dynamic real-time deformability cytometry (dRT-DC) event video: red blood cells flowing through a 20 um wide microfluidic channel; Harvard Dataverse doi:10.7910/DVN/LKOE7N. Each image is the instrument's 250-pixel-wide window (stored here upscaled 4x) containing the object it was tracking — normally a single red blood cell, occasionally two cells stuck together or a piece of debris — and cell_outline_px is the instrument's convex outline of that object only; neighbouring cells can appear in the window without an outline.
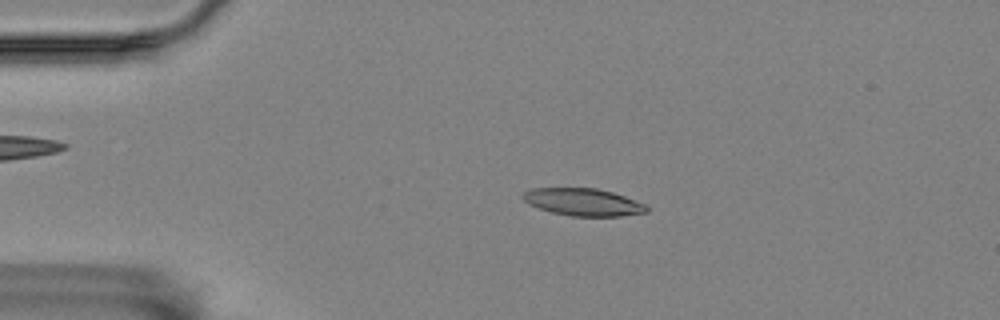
{"species": "Egyptian fruit bat (a non-hibernating species)", "species_latin": "Rousettus aegyptiacus", "temperature_condition": "room temperature", "stored_images_in_passage": 55, "camera_frame_rate_fps": 3000, "um_per_image_px": 0.085, "animal": {"sex": "female"}, "frame": {"image": 1, "passage_image": 11, "time_ms": 3.333, "image_size_px": [1000, 320], "cell_outline_px": [[648, 212], [620, 216], [572, 216], [552, 212], [528, 204], [524, 200], [524, 192], [532, 188], [596, 188], [612, 192], [648, 204]], "centroid_in_image_um": [49.62, 17.18], "position_along_channel_um": 35.4, "area_um2": 19.65}}
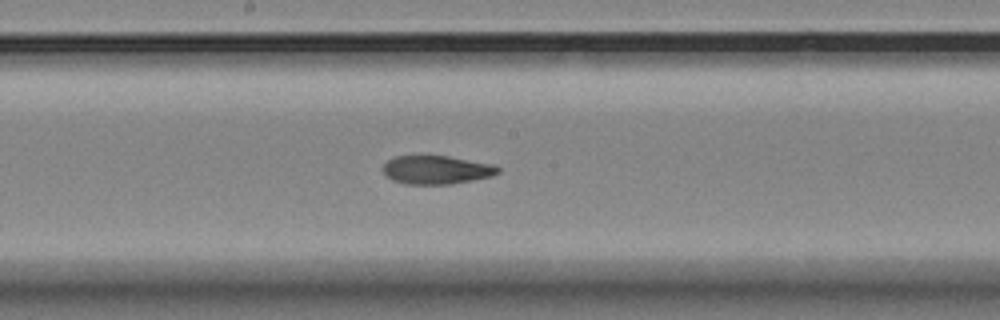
{"frame": {"image": 2, "passage_image": 29, "time_ms": 9.333, "image_size_px": [1000, 320], "cell_outline_px": [[500, 172], [492, 176], [452, 184], [404, 184], [392, 180], [384, 176], [384, 164], [388, 160], [396, 156], [448, 156], [496, 164], [500, 168]], "centroid_in_image_um": [37.13, 14.44], "position_along_channel_um": 211.1, "area_um2": 19.25}}
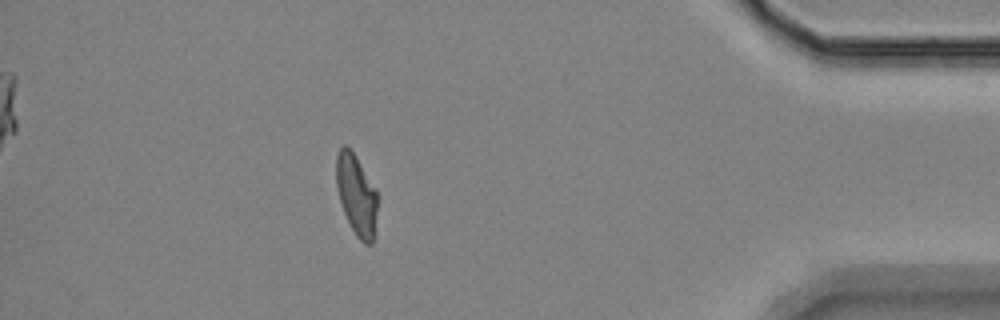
{"frame": {"image": 3, "passage_image": 49, "time_ms": 16.0, "image_size_px": [1000, 320], "cell_outline_px": [[380, 196], [372, 244], [364, 244], [356, 236], [340, 204], [336, 188], [336, 156], [340, 148], [344, 144], [352, 152], [376, 188]], "centroid_in_image_um": [30.32, 16.59], "position_along_channel_um": 404.9, "area_um2": 19.59}, "authors_computed_cell_mechanics": {"area_um2": 19.7098, "velocity_mm_per_s": 3.5529, "shape_relaxation_time_tau1_ms": null, "shape_relaxation_time_tau2_ms": 2.6072, "deformation_change_tau1": null, "deformation_change_tau2": 0.0918}}